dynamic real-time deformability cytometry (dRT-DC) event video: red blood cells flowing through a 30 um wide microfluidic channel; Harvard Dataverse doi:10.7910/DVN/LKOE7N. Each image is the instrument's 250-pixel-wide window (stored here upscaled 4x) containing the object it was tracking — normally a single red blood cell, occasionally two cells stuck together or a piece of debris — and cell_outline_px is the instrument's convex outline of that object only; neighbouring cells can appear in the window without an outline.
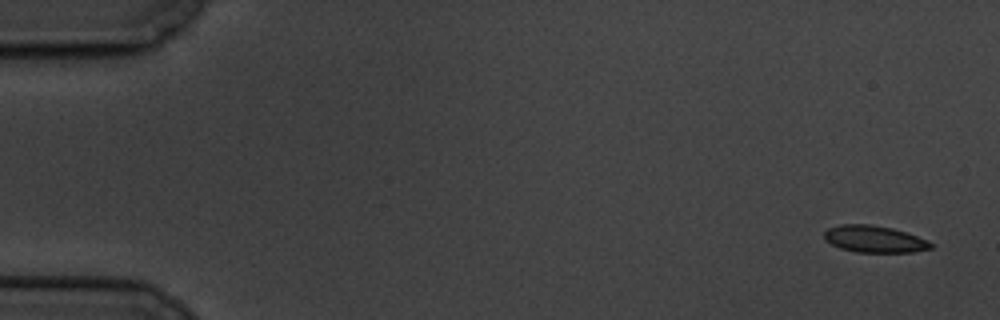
{"species": "common noctule bat (a hibernating species)", "species_latin": "Nyctalus noctula", "temperature_condition": "cold", "stored_images_in_passage": 7, "camera_frame_rate_fps": 3000, "um_per_image_px": 0.085, "animal": {"sex": "male", "body_mass_g": 19.5, "forearm_length_mm": 54.6}, "frame": {"image": 1, "passage_image": 1, "time_ms": 0.0, "image_size_px": [1000, 320], "cell_outline_px": [[932, 248], [912, 252], [856, 252], [840, 248], [824, 240], [824, 232], [828, 228], [840, 224], [868, 224], [892, 228], [908, 232], [928, 240], [932, 244]], "centroid_in_image_um": [74.32, 20.31], "position_along_channel_um": 10.7, "area_um2": 16.76}}
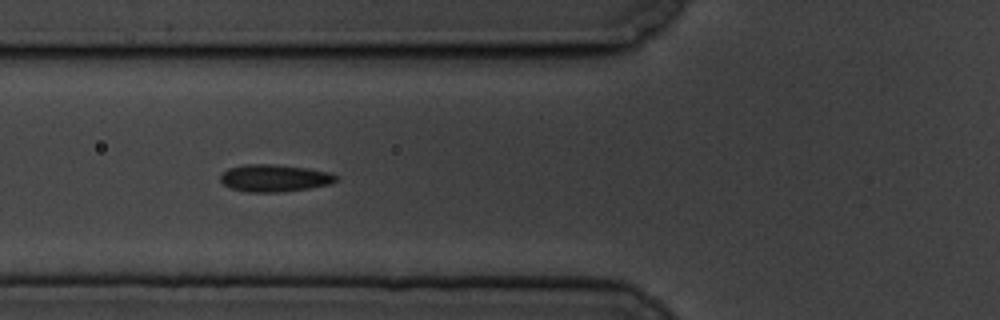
{"frame": {"image": 2, "passage_image": 6, "time_ms": 6.667, "image_size_px": [1000, 320], "cell_outline_px": [[336, 180], [332, 184], [308, 188], [280, 192], [248, 192], [232, 188], [224, 184], [220, 180], [220, 176], [228, 168], [244, 164], [272, 164], [308, 168], [332, 172], [336, 176]], "centroid_in_image_um": [23.34, 15.13], "position_along_channel_um": 102.5, "area_um2": 18.32}}
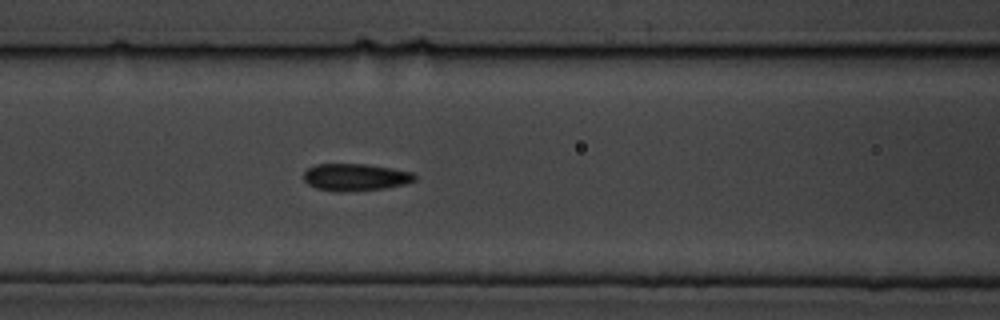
{"frame": {"image": 3, "passage_image": 7, "time_ms": 7.667, "image_size_px": [1000, 320], "cell_outline_px": [[416, 180], [408, 184], [388, 188], [344, 192], [316, 188], [308, 184], [304, 180], [304, 172], [308, 168], [316, 164], [368, 164], [392, 168], [412, 172], [416, 176]], "centroid_in_image_um": [30.25, 15.06], "position_along_channel_um": 136.3, "area_um2": 17.74}}